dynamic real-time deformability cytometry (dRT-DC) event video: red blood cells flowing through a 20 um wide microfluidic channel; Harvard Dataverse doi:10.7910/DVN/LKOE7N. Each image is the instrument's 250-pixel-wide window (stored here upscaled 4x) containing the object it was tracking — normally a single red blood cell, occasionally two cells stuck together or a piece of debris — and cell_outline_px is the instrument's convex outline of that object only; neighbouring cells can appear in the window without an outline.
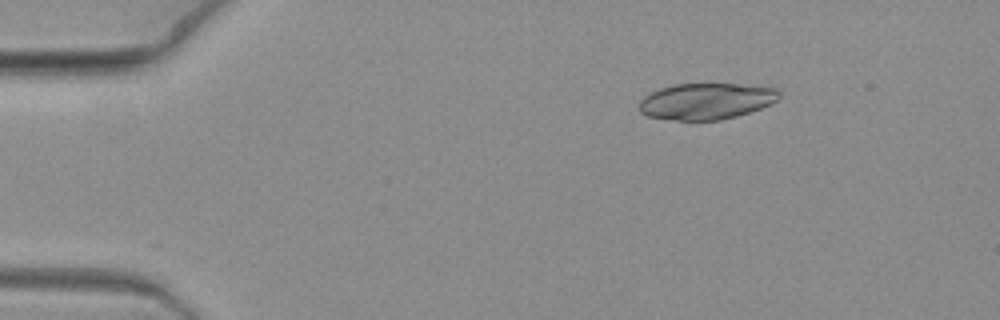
{"species": "common noctule bat (a hibernating species)", "species_latin": "Nyctalus noctula", "temperature_condition": "warm", "stored_images_in_passage": 6, "camera_frame_rate_fps": 3000, "um_per_image_px": 0.085, "animal": {"sex": "female", "body_mass_g": 19.3, "forearm_length_mm": 54.1}, "frame": {"image": 1, "passage_image": 3, "time_ms": 0.667, "image_size_px": [1000, 320], "cell_outline_px": [[780, 96], [772, 104], [736, 116], [720, 120], [676, 120], [648, 116], [640, 112], [640, 100], [644, 96], [660, 88], [672, 84], [736, 84], [776, 88], [780, 92]], "centroid_in_image_um": [60.02, 8.6], "position_along_channel_um": 25.0, "area_um2": 29.42}}